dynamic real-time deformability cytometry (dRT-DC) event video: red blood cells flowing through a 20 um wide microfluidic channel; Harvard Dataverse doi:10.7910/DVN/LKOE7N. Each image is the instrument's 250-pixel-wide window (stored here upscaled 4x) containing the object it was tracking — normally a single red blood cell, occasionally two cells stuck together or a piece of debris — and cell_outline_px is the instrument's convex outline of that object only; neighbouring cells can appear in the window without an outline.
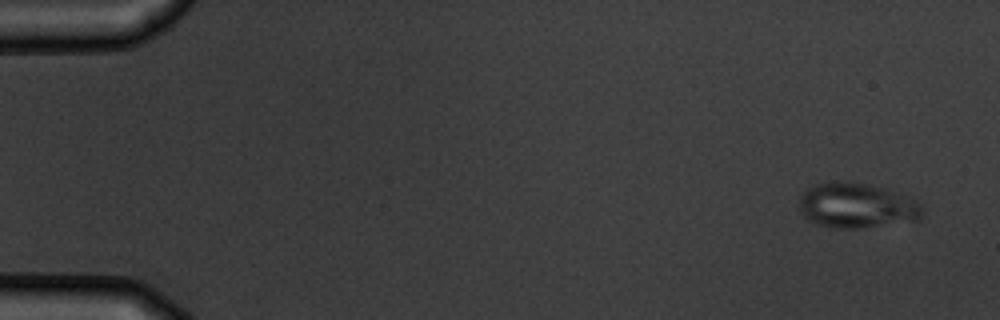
{"species": "common noctule bat (a hibernating species)", "species_latin": "Nyctalus noctula", "temperature_condition": "warm", "stored_images_in_passage": 5, "camera_frame_rate_fps": 3000, "um_per_image_px": 0.085, "animal": {"sex": "male", "body_mass_g": 19.5, "forearm_length_mm": 54.6}, "frame": {"image": 1, "passage_image": 1, "time_ms": 0.0, "image_size_px": [1000, 320], "cell_outline_px": [[924, 216], [920, 220], [864, 228], [836, 228], [816, 224], [808, 220], [804, 216], [800, 208], [800, 196], [808, 188], [816, 184], [832, 180], [844, 180], [864, 184], [880, 188], [916, 200], [924, 208]], "centroid_in_image_um": [72.83, 17.49], "position_along_channel_um": 12.2, "area_um2": 32.43}}